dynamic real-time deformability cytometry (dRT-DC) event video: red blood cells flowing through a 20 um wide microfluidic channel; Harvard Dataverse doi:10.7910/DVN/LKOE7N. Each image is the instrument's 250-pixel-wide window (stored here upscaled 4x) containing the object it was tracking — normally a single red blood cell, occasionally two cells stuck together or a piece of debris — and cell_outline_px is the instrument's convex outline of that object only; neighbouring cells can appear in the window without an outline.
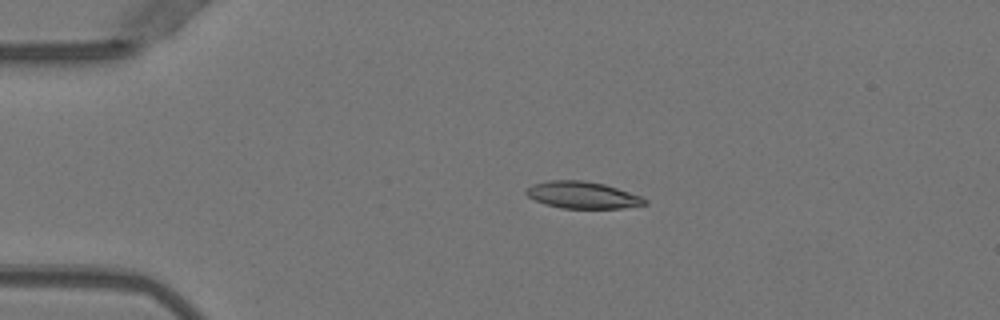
{"species": "Egyptian fruit bat (a non-hibernating species)", "species_latin": "Rousettus aegyptiacus", "temperature_condition": "warm", "stored_images_in_passage": 2, "camera_frame_rate_fps": 3000, "um_per_image_px": 0.085, "animal": {"sex": "female"}, "frame": {"image": 1, "passage_image": 1, "time_ms": 0.0, "image_size_px": [1000, 320], "cell_outline_px": [[648, 204], [624, 208], [560, 208], [544, 204], [528, 196], [524, 192], [532, 184], [548, 180], [584, 180], [604, 184], [640, 196], [648, 200]], "centroid_in_image_um": [49.5, 16.58], "position_along_channel_um": 35.5, "area_um2": 18.55}}